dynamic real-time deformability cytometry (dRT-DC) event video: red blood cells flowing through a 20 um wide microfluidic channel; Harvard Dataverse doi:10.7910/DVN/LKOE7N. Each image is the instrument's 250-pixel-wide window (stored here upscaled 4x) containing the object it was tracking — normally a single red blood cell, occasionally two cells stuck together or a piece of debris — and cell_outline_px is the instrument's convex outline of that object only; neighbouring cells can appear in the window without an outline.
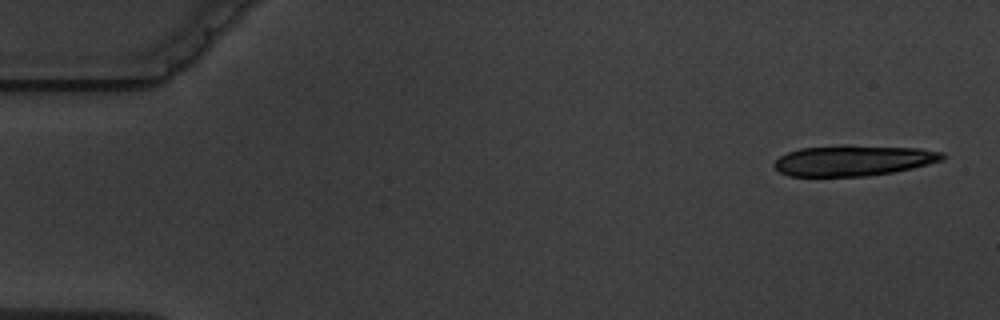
{"species": "common noctule bat (a hibernating species)", "species_latin": "Nyctalus noctula", "temperature_condition": "warm", "stored_images_in_passage": 5, "camera_frame_rate_fps": 3000, "um_per_image_px": 0.085, "animal": {"sex": "male", "body_mass_g": 19.5, "forearm_length_mm": 54.6}, "frame": {"image": 1, "passage_image": 1, "time_ms": 0.0, "image_size_px": [1000, 320], "cell_outline_px": [[948, 156], [944, 160], [912, 168], [892, 172], [868, 176], [788, 176], [780, 172], [772, 164], [780, 156], [788, 152], [800, 148], [840, 144], [844, 144], [920, 148], [944, 152]], "centroid_in_image_um": [72.57, 13.62], "position_along_channel_um": 12.4, "area_um2": 30.58}}
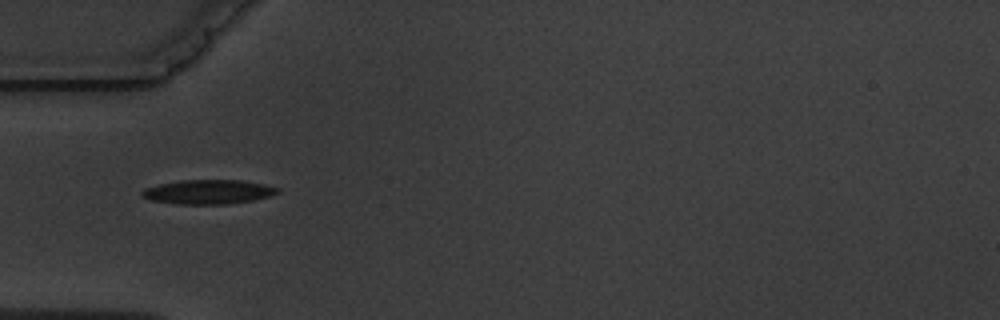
{"frame": {"image": 2, "passage_image": 5, "time_ms": 5.333, "image_size_px": [1000, 320], "cell_outline_px": [[280, 192], [272, 196], [252, 200], [228, 204], [176, 204], [152, 200], [140, 196], [140, 192], [144, 188], [160, 184], [180, 180], [240, 180], [264, 184], [280, 188]], "centroid_in_image_um": [17.71, 16.31], "position_along_channel_um": 67.3, "area_um2": 19.31}}